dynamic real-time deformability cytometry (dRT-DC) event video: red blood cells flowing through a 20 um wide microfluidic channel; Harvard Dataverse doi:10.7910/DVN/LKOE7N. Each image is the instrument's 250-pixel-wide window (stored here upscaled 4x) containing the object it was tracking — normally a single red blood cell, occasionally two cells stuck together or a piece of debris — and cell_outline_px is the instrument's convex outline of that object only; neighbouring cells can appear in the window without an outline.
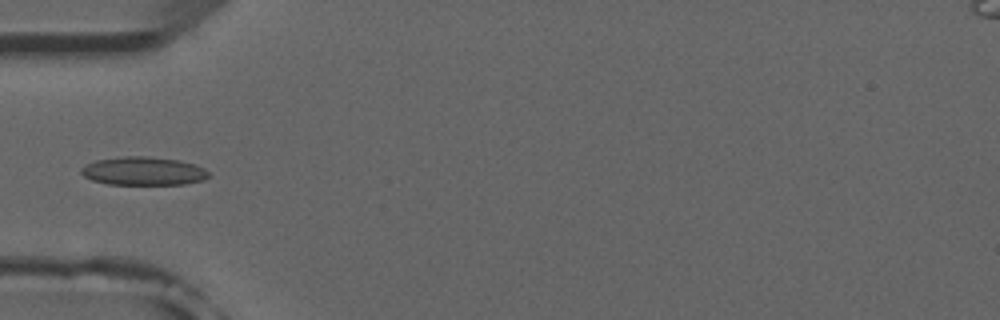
{"species": "common noctule bat (a hibernating species)", "species_latin": "Nyctalus noctula", "temperature_condition": "room temperature", "stored_images_in_passage": 5, "camera_frame_rate_fps": 3000, "um_per_image_px": 0.085, "animal": {"sex": "male", "forearm_length_mm": 52.5}, "frame": {"image": 1, "passage_image": 4, "time_ms": 3.333, "image_size_px": [1000, 320], "cell_outline_px": [[208, 176], [204, 180], [184, 184], [108, 184], [92, 180], [84, 176], [80, 172], [80, 168], [84, 164], [96, 160], [124, 156], [148, 156], [180, 160], [196, 164], [204, 168], [208, 172]], "centroid_in_image_um": [12.17, 14.53], "position_along_channel_um": 72.8, "area_um2": 21.21}}
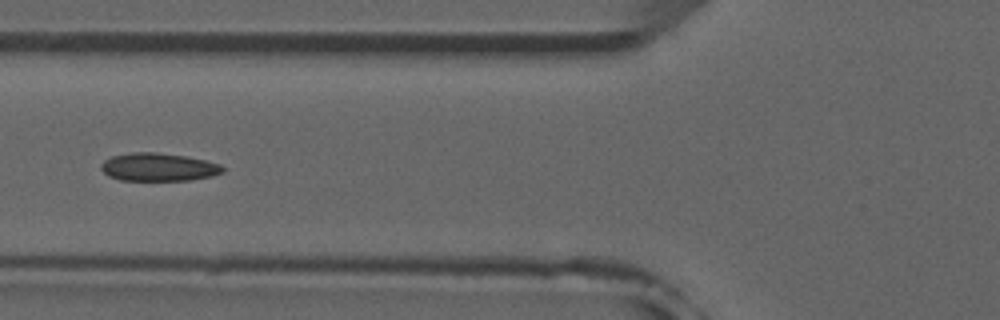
{"frame": {"image": 2, "passage_image": 5, "time_ms": 4.333, "image_size_px": [1000, 320], "cell_outline_px": [[224, 172], [212, 176], [192, 180], [120, 180], [108, 176], [100, 168], [100, 164], [104, 160], [112, 156], [132, 152], [156, 152], [188, 156], [220, 164], [224, 168]], "centroid_in_image_um": [13.47, 14.2], "position_along_channel_um": 112.3, "area_um2": 20.0}}